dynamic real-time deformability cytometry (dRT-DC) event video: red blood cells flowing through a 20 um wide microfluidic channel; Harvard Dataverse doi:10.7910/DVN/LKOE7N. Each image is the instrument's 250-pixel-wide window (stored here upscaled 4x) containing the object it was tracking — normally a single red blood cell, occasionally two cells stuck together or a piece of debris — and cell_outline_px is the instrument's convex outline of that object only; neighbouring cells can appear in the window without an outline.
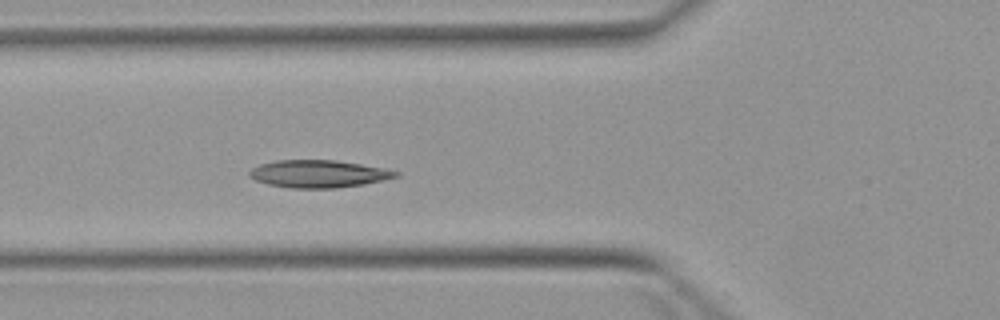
{"species": "Egyptian fruit bat (a non-hibernating species)", "species_latin": "Rousettus aegyptiacus", "temperature_condition": "warm", "stored_images_in_passage": 3, "camera_frame_rate_fps": 3000, "um_per_image_px": 0.085, "animal": {"sex": "female"}, "frame": {"image": 1, "passage_image": 3, "time_ms": 2.333, "image_size_px": [1000, 320], "cell_outline_px": [[400, 176], [364, 184], [336, 188], [288, 188], [268, 184], [256, 180], [248, 176], [248, 172], [252, 168], [260, 164], [276, 160], [336, 160], [384, 168], [400, 172]], "centroid_in_image_um": [27.06, 14.77], "position_along_channel_um": 98.7, "area_um2": 23.47}}